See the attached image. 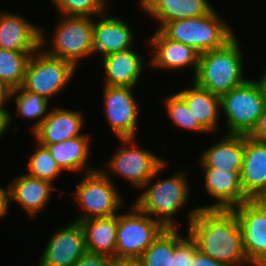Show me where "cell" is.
Wrapping results in <instances>:
<instances>
[{
    "mask_svg": "<svg viewBox=\"0 0 266 266\" xmlns=\"http://www.w3.org/2000/svg\"><path fill=\"white\" fill-rule=\"evenodd\" d=\"M73 192V199L83 213L74 221L81 222L91 218L111 217L123 208V198L115 183L101 170L84 173Z\"/></svg>",
    "mask_w": 266,
    "mask_h": 266,
    "instance_id": "cell-6",
    "label": "cell"
},
{
    "mask_svg": "<svg viewBox=\"0 0 266 266\" xmlns=\"http://www.w3.org/2000/svg\"><path fill=\"white\" fill-rule=\"evenodd\" d=\"M240 175L242 190L250 200L266 189V141L244 135V158Z\"/></svg>",
    "mask_w": 266,
    "mask_h": 266,
    "instance_id": "cell-20",
    "label": "cell"
},
{
    "mask_svg": "<svg viewBox=\"0 0 266 266\" xmlns=\"http://www.w3.org/2000/svg\"><path fill=\"white\" fill-rule=\"evenodd\" d=\"M56 12L65 16L98 17L107 13L108 0H50Z\"/></svg>",
    "mask_w": 266,
    "mask_h": 266,
    "instance_id": "cell-32",
    "label": "cell"
},
{
    "mask_svg": "<svg viewBox=\"0 0 266 266\" xmlns=\"http://www.w3.org/2000/svg\"><path fill=\"white\" fill-rule=\"evenodd\" d=\"M258 203L264 210H266V189H264L258 196L253 199Z\"/></svg>",
    "mask_w": 266,
    "mask_h": 266,
    "instance_id": "cell-41",
    "label": "cell"
},
{
    "mask_svg": "<svg viewBox=\"0 0 266 266\" xmlns=\"http://www.w3.org/2000/svg\"><path fill=\"white\" fill-rule=\"evenodd\" d=\"M133 88L135 89V87L108 85H104L103 88L104 118L118 139L137 136L140 104L133 94Z\"/></svg>",
    "mask_w": 266,
    "mask_h": 266,
    "instance_id": "cell-11",
    "label": "cell"
},
{
    "mask_svg": "<svg viewBox=\"0 0 266 266\" xmlns=\"http://www.w3.org/2000/svg\"><path fill=\"white\" fill-rule=\"evenodd\" d=\"M86 252L84 229L73 220L50 236L38 266H74Z\"/></svg>",
    "mask_w": 266,
    "mask_h": 266,
    "instance_id": "cell-12",
    "label": "cell"
},
{
    "mask_svg": "<svg viewBox=\"0 0 266 266\" xmlns=\"http://www.w3.org/2000/svg\"><path fill=\"white\" fill-rule=\"evenodd\" d=\"M250 136L257 140L266 141V107Z\"/></svg>",
    "mask_w": 266,
    "mask_h": 266,
    "instance_id": "cell-36",
    "label": "cell"
},
{
    "mask_svg": "<svg viewBox=\"0 0 266 266\" xmlns=\"http://www.w3.org/2000/svg\"><path fill=\"white\" fill-rule=\"evenodd\" d=\"M111 266H141L138 260H113Z\"/></svg>",
    "mask_w": 266,
    "mask_h": 266,
    "instance_id": "cell-40",
    "label": "cell"
},
{
    "mask_svg": "<svg viewBox=\"0 0 266 266\" xmlns=\"http://www.w3.org/2000/svg\"><path fill=\"white\" fill-rule=\"evenodd\" d=\"M76 68L70 61L51 56L40 48L30 56L20 88L50 101L52 96L67 87Z\"/></svg>",
    "mask_w": 266,
    "mask_h": 266,
    "instance_id": "cell-8",
    "label": "cell"
},
{
    "mask_svg": "<svg viewBox=\"0 0 266 266\" xmlns=\"http://www.w3.org/2000/svg\"><path fill=\"white\" fill-rule=\"evenodd\" d=\"M10 203L9 185L6 188L0 186V219L8 215Z\"/></svg>",
    "mask_w": 266,
    "mask_h": 266,
    "instance_id": "cell-37",
    "label": "cell"
},
{
    "mask_svg": "<svg viewBox=\"0 0 266 266\" xmlns=\"http://www.w3.org/2000/svg\"><path fill=\"white\" fill-rule=\"evenodd\" d=\"M144 58L146 57L139 55L133 48L101 57L105 73L104 85L136 87L144 68L149 66V61Z\"/></svg>",
    "mask_w": 266,
    "mask_h": 266,
    "instance_id": "cell-19",
    "label": "cell"
},
{
    "mask_svg": "<svg viewBox=\"0 0 266 266\" xmlns=\"http://www.w3.org/2000/svg\"><path fill=\"white\" fill-rule=\"evenodd\" d=\"M207 194L216 199L211 205L198 206L199 209H233L250 200L243 192L241 171L220 168H201Z\"/></svg>",
    "mask_w": 266,
    "mask_h": 266,
    "instance_id": "cell-16",
    "label": "cell"
},
{
    "mask_svg": "<svg viewBox=\"0 0 266 266\" xmlns=\"http://www.w3.org/2000/svg\"><path fill=\"white\" fill-rule=\"evenodd\" d=\"M138 261L141 266H175V228H165Z\"/></svg>",
    "mask_w": 266,
    "mask_h": 266,
    "instance_id": "cell-28",
    "label": "cell"
},
{
    "mask_svg": "<svg viewBox=\"0 0 266 266\" xmlns=\"http://www.w3.org/2000/svg\"><path fill=\"white\" fill-rule=\"evenodd\" d=\"M85 118L81 112L66 108L52 109L32 133L39 144H55L84 135L81 133Z\"/></svg>",
    "mask_w": 266,
    "mask_h": 266,
    "instance_id": "cell-18",
    "label": "cell"
},
{
    "mask_svg": "<svg viewBox=\"0 0 266 266\" xmlns=\"http://www.w3.org/2000/svg\"><path fill=\"white\" fill-rule=\"evenodd\" d=\"M118 214L115 260H138L165 227L134 204Z\"/></svg>",
    "mask_w": 266,
    "mask_h": 266,
    "instance_id": "cell-9",
    "label": "cell"
},
{
    "mask_svg": "<svg viewBox=\"0 0 266 266\" xmlns=\"http://www.w3.org/2000/svg\"><path fill=\"white\" fill-rule=\"evenodd\" d=\"M220 106L226 117L225 134L250 135L266 107V101L257 80L247 79L222 95Z\"/></svg>",
    "mask_w": 266,
    "mask_h": 266,
    "instance_id": "cell-5",
    "label": "cell"
},
{
    "mask_svg": "<svg viewBox=\"0 0 266 266\" xmlns=\"http://www.w3.org/2000/svg\"><path fill=\"white\" fill-rule=\"evenodd\" d=\"M90 135L84 134L55 144H41L50 151L58 166L67 172L88 173L97 168L89 167ZM93 168V169H92Z\"/></svg>",
    "mask_w": 266,
    "mask_h": 266,
    "instance_id": "cell-24",
    "label": "cell"
},
{
    "mask_svg": "<svg viewBox=\"0 0 266 266\" xmlns=\"http://www.w3.org/2000/svg\"><path fill=\"white\" fill-rule=\"evenodd\" d=\"M237 36L225 46L199 55L194 81L199 87L221 97L242 85L248 78L244 72V56Z\"/></svg>",
    "mask_w": 266,
    "mask_h": 266,
    "instance_id": "cell-3",
    "label": "cell"
},
{
    "mask_svg": "<svg viewBox=\"0 0 266 266\" xmlns=\"http://www.w3.org/2000/svg\"><path fill=\"white\" fill-rule=\"evenodd\" d=\"M257 82L259 83L263 94H264V99L266 101V70L263 72V74L261 75V77L257 80Z\"/></svg>",
    "mask_w": 266,
    "mask_h": 266,
    "instance_id": "cell-42",
    "label": "cell"
},
{
    "mask_svg": "<svg viewBox=\"0 0 266 266\" xmlns=\"http://www.w3.org/2000/svg\"><path fill=\"white\" fill-rule=\"evenodd\" d=\"M12 115L5 107H0V138L7 133L12 124Z\"/></svg>",
    "mask_w": 266,
    "mask_h": 266,
    "instance_id": "cell-38",
    "label": "cell"
},
{
    "mask_svg": "<svg viewBox=\"0 0 266 266\" xmlns=\"http://www.w3.org/2000/svg\"><path fill=\"white\" fill-rule=\"evenodd\" d=\"M196 248L197 244L189 233L184 237L175 228V266H193Z\"/></svg>",
    "mask_w": 266,
    "mask_h": 266,
    "instance_id": "cell-33",
    "label": "cell"
},
{
    "mask_svg": "<svg viewBox=\"0 0 266 266\" xmlns=\"http://www.w3.org/2000/svg\"><path fill=\"white\" fill-rule=\"evenodd\" d=\"M108 15H99V19L94 17L90 55L97 53L104 57L134 48L135 35L132 27L122 17Z\"/></svg>",
    "mask_w": 266,
    "mask_h": 266,
    "instance_id": "cell-14",
    "label": "cell"
},
{
    "mask_svg": "<svg viewBox=\"0 0 266 266\" xmlns=\"http://www.w3.org/2000/svg\"><path fill=\"white\" fill-rule=\"evenodd\" d=\"M187 103L194 118L208 132H214L220 122V97L199 87L194 81L191 88L177 92Z\"/></svg>",
    "mask_w": 266,
    "mask_h": 266,
    "instance_id": "cell-26",
    "label": "cell"
},
{
    "mask_svg": "<svg viewBox=\"0 0 266 266\" xmlns=\"http://www.w3.org/2000/svg\"><path fill=\"white\" fill-rule=\"evenodd\" d=\"M41 29L24 16L0 12V49L36 52L41 48Z\"/></svg>",
    "mask_w": 266,
    "mask_h": 266,
    "instance_id": "cell-17",
    "label": "cell"
},
{
    "mask_svg": "<svg viewBox=\"0 0 266 266\" xmlns=\"http://www.w3.org/2000/svg\"><path fill=\"white\" fill-rule=\"evenodd\" d=\"M141 9L159 22L165 23L210 13L214 7L208 0H139Z\"/></svg>",
    "mask_w": 266,
    "mask_h": 266,
    "instance_id": "cell-22",
    "label": "cell"
},
{
    "mask_svg": "<svg viewBox=\"0 0 266 266\" xmlns=\"http://www.w3.org/2000/svg\"><path fill=\"white\" fill-rule=\"evenodd\" d=\"M12 88L0 78V107H6L5 103L10 102Z\"/></svg>",
    "mask_w": 266,
    "mask_h": 266,
    "instance_id": "cell-39",
    "label": "cell"
},
{
    "mask_svg": "<svg viewBox=\"0 0 266 266\" xmlns=\"http://www.w3.org/2000/svg\"><path fill=\"white\" fill-rule=\"evenodd\" d=\"M212 10L206 15L165 23L159 30L169 39L184 43L199 54L225 46L235 37L228 23Z\"/></svg>",
    "mask_w": 266,
    "mask_h": 266,
    "instance_id": "cell-4",
    "label": "cell"
},
{
    "mask_svg": "<svg viewBox=\"0 0 266 266\" xmlns=\"http://www.w3.org/2000/svg\"><path fill=\"white\" fill-rule=\"evenodd\" d=\"M166 163L165 161L141 188L144 189L143 193L136 198L134 205L165 228H178L173 217L188 204L192 189L184 170H179L167 179L160 180L159 177L154 183V178L167 168Z\"/></svg>",
    "mask_w": 266,
    "mask_h": 266,
    "instance_id": "cell-2",
    "label": "cell"
},
{
    "mask_svg": "<svg viewBox=\"0 0 266 266\" xmlns=\"http://www.w3.org/2000/svg\"><path fill=\"white\" fill-rule=\"evenodd\" d=\"M9 185L10 202H17L27 216H37L50 202L52 190H57L51 182L34 178L27 173L15 177Z\"/></svg>",
    "mask_w": 266,
    "mask_h": 266,
    "instance_id": "cell-21",
    "label": "cell"
},
{
    "mask_svg": "<svg viewBox=\"0 0 266 266\" xmlns=\"http://www.w3.org/2000/svg\"><path fill=\"white\" fill-rule=\"evenodd\" d=\"M85 233L87 252L115 259L118 214L80 222Z\"/></svg>",
    "mask_w": 266,
    "mask_h": 266,
    "instance_id": "cell-25",
    "label": "cell"
},
{
    "mask_svg": "<svg viewBox=\"0 0 266 266\" xmlns=\"http://www.w3.org/2000/svg\"><path fill=\"white\" fill-rule=\"evenodd\" d=\"M57 15L60 21L54 28L51 50L44 48L47 43L44 29H41V48L47 54L68 60L78 68L81 59L90 56L94 17Z\"/></svg>",
    "mask_w": 266,
    "mask_h": 266,
    "instance_id": "cell-7",
    "label": "cell"
},
{
    "mask_svg": "<svg viewBox=\"0 0 266 266\" xmlns=\"http://www.w3.org/2000/svg\"><path fill=\"white\" fill-rule=\"evenodd\" d=\"M238 218L243 248L253 266L266 264V210L254 200L233 208Z\"/></svg>",
    "mask_w": 266,
    "mask_h": 266,
    "instance_id": "cell-13",
    "label": "cell"
},
{
    "mask_svg": "<svg viewBox=\"0 0 266 266\" xmlns=\"http://www.w3.org/2000/svg\"><path fill=\"white\" fill-rule=\"evenodd\" d=\"M193 266H231V265L221 261L214 260L209 256L205 255L198 248H196L193 257Z\"/></svg>",
    "mask_w": 266,
    "mask_h": 266,
    "instance_id": "cell-35",
    "label": "cell"
},
{
    "mask_svg": "<svg viewBox=\"0 0 266 266\" xmlns=\"http://www.w3.org/2000/svg\"><path fill=\"white\" fill-rule=\"evenodd\" d=\"M13 98L16 104V115L26 120L36 121L31 126V133H33L48 116L49 100L39 94L25 91L21 88L12 89L11 99Z\"/></svg>",
    "mask_w": 266,
    "mask_h": 266,
    "instance_id": "cell-27",
    "label": "cell"
},
{
    "mask_svg": "<svg viewBox=\"0 0 266 266\" xmlns=\"http://www.w3.org/2000/svg\"><path fill=\"white\" fill-rule=\"evenodd\" d=\"M165 111L172 123L184 130L206 133L207 131L194 118L192 111L185 100L178 94H172L164 100Z\"/></svg>",
    "mask_w": 266,
    "mask_h": 266,
    "instance_id": "cell-31",
    "label": "cell"
},
{
    "mask_svg": "<svg viewBox=\"0 0 266 266\" xmlns=\"http://www.w3.org/2000/svg\"><path fill=\"white\" fill-rule=\"evenodd\" d=\"M187 221V232L205 255L231 266H253L244 252L240 224L233 209L196 206L188 212Z\"/></svg>",
    "mask_w": 266,
    "mask_h": 266,
    "instance_id": "cell-1",
    "label": "cell"
},
{
    "mask_svg": "<svg viewBox=\"0 0 266 266\" xmlns=\"http://www.w3.org/2000/svg\"><path fill=\"white\" fill-rule=\"evenodd\" d=\"M150 37L148 45L153 47V55L150 52L151 60H147L150 66L154 69H165V71L192 68L194 78L198 70L200 55L197 51L184 43L167 38L159 29Z\"/></svg>",
    "mask_w": 266,
    "mask_h": 266,
    "instance_id": "cell-15",
    "label": "cell"
},
{
    "mask_svg": "<svg viewBox=\"0 0 266 266\" xmlns=\"http://www.w3.org/2000/svg\"><path fill=\"white\" fill-rule=\"evenodd\" d=\"M36 144V150L28 158L26 173L31 177L39 178L53 184L63 170L58 166L46 146L38 142Z\"/></svg>",
    "mask_w": 266,
    "mask_h": 266,
    "instance_id": "cell-30",
    "label": "cell"
},
{
    "mask_svg": "<svg viewBox=\"0 0 266 266\" xmlns=\"http://www.w3.org/2000/svg\"><path fill=\"white\" fill-rule=\"evenodd\" d=\"M112 261L110 257L86 252L74 266H111Z\"/></svg>",
    "mask_w": 266,
    "mask_h": 266,
    "instance_id": "cell-34",
    "label": "cell"
},
{
    "mask_svg": "<svg viewBox=\"0 0 266 266\" xmlns=\"http://www.w3.org/2000/svg\"><path fill=\"white\" fill-rule=\"evenodd\" d=\"M119 140L121 145L106 163L107 168L100 170L108 178L112 179L110 174L118 175L132 186L141 189L165 160L152 151L136 145L135 138H119Z\"/></svg>",
    "mask_w": 266,
    "mask_h": 266,
    "instance_id": "cell-10",
    "label": "cell"
},
{
    "mask_svg": "<svg viewBox=\"0 0 266 266\" xmlns=\"http://www.w3.org/2000/svg\"><path fill=\"white\" fill-rule=\"evenodd\" d=\"M223 135L214 145L200 152L198 161L200 168L242 171L244 135Z\"/></svg>",
    "mask_w": 266,
    "mask_h": 266,
    "instance_id": "cell-23",
    "label": "cell"
},
{
    "mask_svg": "<svg viewBox=\"0 0 266 266\" xmlns=\"http://www.w3.org/2000/svg\"><path fill=\"white\" fill-rule=\"evenodd\" d=\"M33 53L0 49V78L12 89L21 87L27 63Z\"/></svg>",
    "mask_w": 266,
    "mask_h": 266,
    "instance_id": "cell-29",
    "label": "cell"
}]
</instances>
